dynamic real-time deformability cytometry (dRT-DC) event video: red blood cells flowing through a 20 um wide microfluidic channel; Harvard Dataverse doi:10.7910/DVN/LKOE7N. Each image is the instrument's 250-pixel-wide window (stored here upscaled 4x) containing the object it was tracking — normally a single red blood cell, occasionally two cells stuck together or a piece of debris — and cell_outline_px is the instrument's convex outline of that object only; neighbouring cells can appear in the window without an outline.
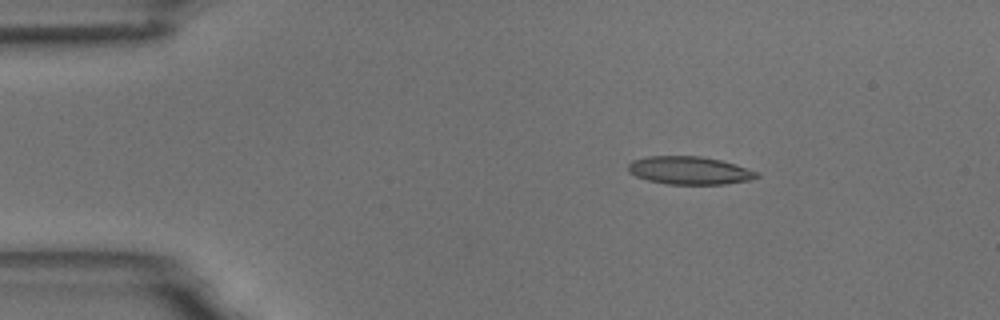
{"species": "common noctule bat (a hibernating species)", "species_latin": "Nyctalus noctula", "temperature_condition": "room temperature", "stored_images_in_passage": 3, "camera_frame_rate_fps": 3000, "um_per_image_px": 0.085, "animal": {"sex": "male", "body_mass_g": 18.8}, "frame": {"image": 1, "passage_image": 1, "time_ms": 0.0, "image_size_px": [1000, 320], "cell_outline_px": [[760, 176], [748, 180], [724, 184], [668, 184], [648, 180], [636, 176], [628, 172], [628, 164], [632, 160], [648, 156], [700, 156], [720, 160], [736, 164], [760, 172]], "centroid_in_image_um": [58.61, 14.48], "position_along_channel_um": 26.4, "area_um2": 20.98}}